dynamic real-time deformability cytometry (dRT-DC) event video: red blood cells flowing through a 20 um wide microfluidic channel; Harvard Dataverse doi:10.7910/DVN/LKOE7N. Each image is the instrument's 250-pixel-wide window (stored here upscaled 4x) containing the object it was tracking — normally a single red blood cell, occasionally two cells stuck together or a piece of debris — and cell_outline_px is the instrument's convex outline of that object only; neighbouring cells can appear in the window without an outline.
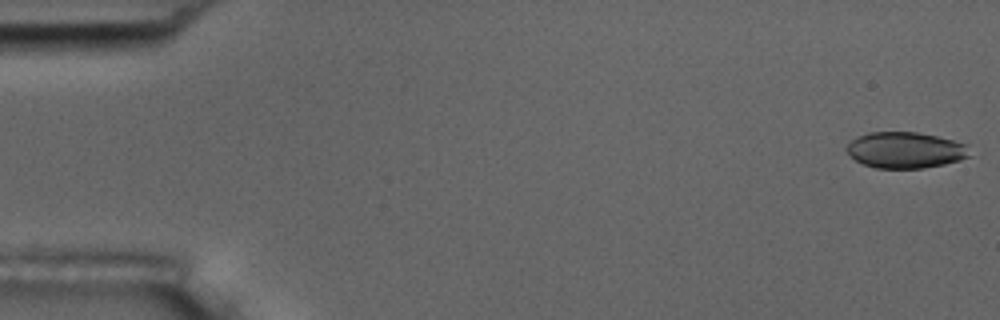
{"species": "common noctule bat (a hibernating species)", "species_latin": "Nyctalus noctula", "temperature_condition": "room temperature", "stored_images_in_passage": 55, "camera_frame_rate_fps": 3000, "um_per_image_px": 0.085, "animal": {"sex": "male", "body_mass_g": 17.5, "forearm_length_mm": 52.3}, "frame": {"image": 1, "passage_image": 1, "time_ms": 0.0, "image_size_px": [1000, 320], "cell_outline_px": [[968, 156], [960, 160], [944, 164], [924, 168], [876, 168], [864, 164], [856, 160], [844, 148], [852, 140], [868, 132], [916, 132], [936, 136], [968, 144]], "centroid_in_image_um": [76.95, 12.76], "position_along_channel_um": 8.0, "area_um2": 25.66}}
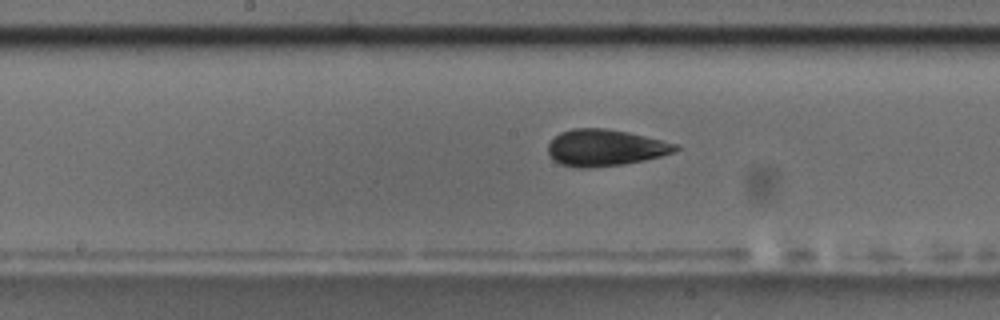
{"frame": {"image": 2, "passage_image": 28, "time_ms": 9.0, "image_size_px": [1000, 320], "cell_outline_px": [[680, 148], [672, 152], [660, 156], [644, 160], [624, 164], [588, 168], [576, 168], [560, 164], [552, 160], [548, 152], [548, 144], [560, 132], [572, 128], [604, 128], [628, 132], [676, 144]], "centroid_in_image_um": [51.38, 12.56], "position_along_channel_um": 196.8, "area_um2": 27.05}}
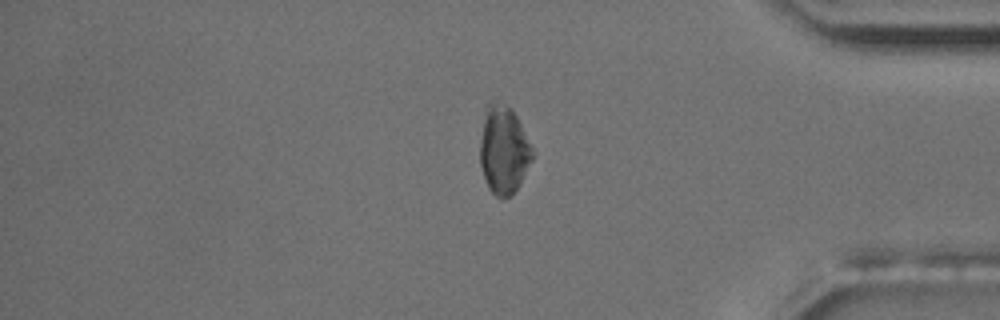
{"frame": {"image": 3, "passage_image": 46, "time_ms": 15.0, "image_size_px": [1000, 320], "cell_outline_px": [[536, 156], [520, 184], [512, 196], [504, 200], [500, 200], [488, 188], [480, 164], [480, 140], [488, 100], [496, 100], [504, 104], [516, 116], [536, 152]], "centroid_in_image_um": [42.85, 12.8], "position_along_channel_um": 392.4, "area_um2": 27.34}, "authors_computed_cell_mechanics": {"area_um2": 26.4724, "velocity_mm_per_s": 3.6532, "shape_relaxation_time_tau1_ms": 4.2048, "shape_relaxation_time_tau2_ms": 2.3635, "deformation_change_tau1": 0.1117, "deformation_change_tau2": 0.0597}}